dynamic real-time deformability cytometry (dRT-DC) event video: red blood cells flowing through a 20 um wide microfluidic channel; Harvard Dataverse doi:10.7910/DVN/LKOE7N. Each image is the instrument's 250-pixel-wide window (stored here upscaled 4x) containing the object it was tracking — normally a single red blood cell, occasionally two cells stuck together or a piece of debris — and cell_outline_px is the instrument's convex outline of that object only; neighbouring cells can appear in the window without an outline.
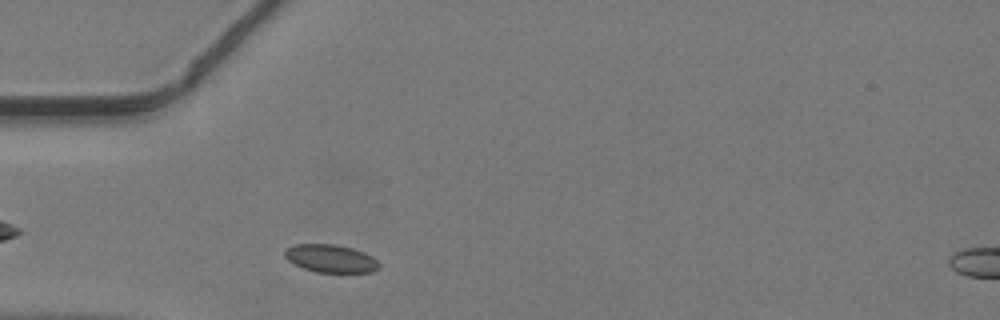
{"species": "common noctule bat (a hibernating species)", "species_latin": "Nyctalus noctula", "temperature_condition": "warm", "stored_images_in_passage": 39, "camera_frame_rate_fps": 3000, "um_per_image_px": 0.085, "animal": {"sex": "male", "body_mass_g": 19.2, "forearm_length_mm": 51.8}, "frame": {"image": 1, "passage_image": 4, "time_ms": 1.0, "image_size_px": [1000, 320], "cell_outline_px": [[380, 268], [372, 272], [316, 272], [304, 268], [288, 260], [284, 256], [284, 252], [288, 248], [296, 244], [336, 244], [352, 248], [364, 252], [372, 256], [380, 264]], "centroid_in_image_um": [28.14, 21.97], "position_along_channel_um": 56.9, "area_um2": 15.26}}
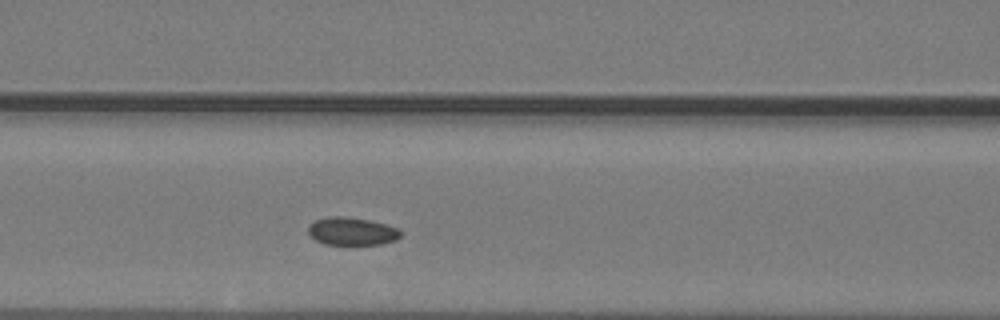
{"frame": {"image": 2, "passage_image": 10, "time_ms": 3.0, "image_size_px": [1000, 320], "cell_outline_px": [[404, 232], [396, 240], [380, 244], [324, 244], [316, 240], [308, 232], [308, 224], [316, 220], [328, 216], [344, 216], [368, 220], [384, 224], [396, 228]], "centroid_in_image_um": [29.9, 19.65], "position_along_channel_um": 136.7, "area_um2": 14.91}}
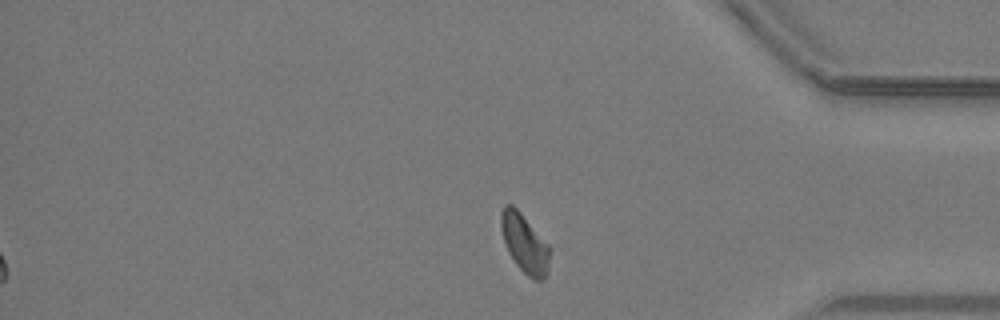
{"frame": {"image": 3, "passage_image": 39, "time_ms": 12.667, "image_size_px": [1000, 320], "cell_outline_px": [[552, 248], [548, 272], [544, 280], [536, 280], [528, 276], [516, 264], [508, 252], [504, 240], [500, 224], [500, 216], [504, 204], [512, 204], [520, 212]], "centroid_in_image_um": [44.62, 20.7], "position_along_channel_um": 390.6, "area_um2": 16.82}}